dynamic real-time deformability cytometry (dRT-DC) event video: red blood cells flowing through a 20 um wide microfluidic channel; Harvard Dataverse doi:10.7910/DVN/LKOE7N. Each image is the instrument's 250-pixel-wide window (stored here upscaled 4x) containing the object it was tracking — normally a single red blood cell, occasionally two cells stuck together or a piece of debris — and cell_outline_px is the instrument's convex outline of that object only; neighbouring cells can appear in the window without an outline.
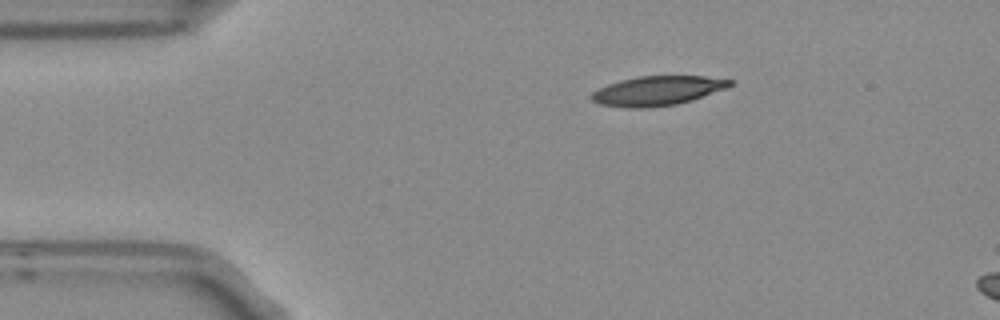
{"species": "Egyptian fruit bat (a non-hibernating species)", "species_latin": "Rousettus aegyptiacus", "temperature_condition": "room temperature", "stored_images_in_passage": 5, "camera_frame_rate_fps": 3000, "um_per_image_px": 0.085, "frame": {"image": 1, "passage_image": 1, "time_ms": 0.0, "image_size_px": [1000, 320], "cell_outline_px": [[736, 80], [732, 84], [724, 88], [692, 100], [676, 104], [648, 108], [624, 108], [600, 104], [592, 100], [588, 96], [592, 92], [608, 84], [620, 80], [636, 76], [704, 76]], "centroid_in_image_um": [55.84, 7.71], "position_along_channel_um": 29.2, "area_um2": 23.76}}
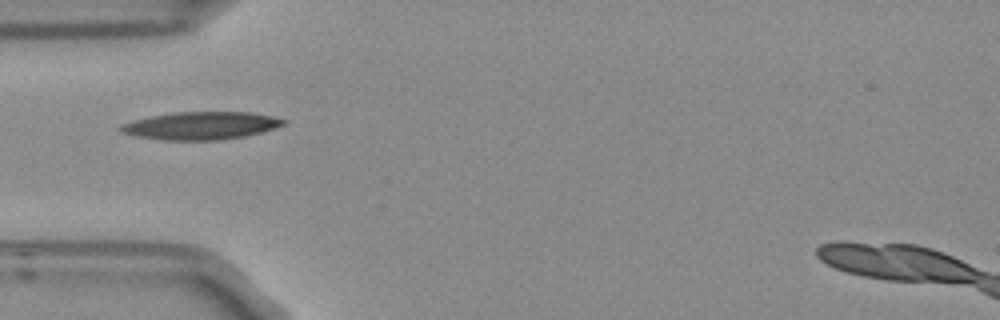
{"frame": {"image": 2, "passage_image": 3, "time_ms": 0.667, "image_size_px": [1000, 320], "cell_outline_px": [[288, 120], [284, 124], [260, 132], [244, 136], [216, 140], [160, 140], [136, 136], [124, 132], [116, 128], [120, 124], [132, 120], [172, 112], [252, 112], [272, 116]], "centroid_in_image_um": [17.03, 10.67], "position_along_channel_um": 68.0, "area_um2": 26.24}}